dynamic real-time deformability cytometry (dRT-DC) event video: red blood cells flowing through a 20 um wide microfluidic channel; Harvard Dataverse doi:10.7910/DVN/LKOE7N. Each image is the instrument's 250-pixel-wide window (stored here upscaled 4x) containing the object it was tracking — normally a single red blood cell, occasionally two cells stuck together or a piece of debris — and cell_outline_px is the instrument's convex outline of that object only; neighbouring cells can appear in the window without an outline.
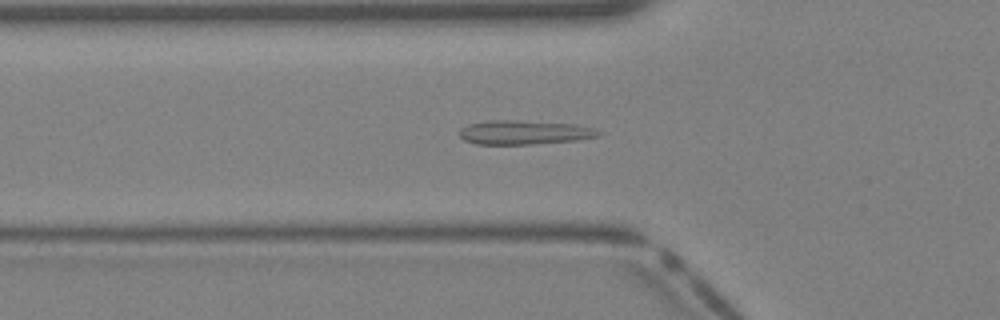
{"species": "Egyptian fruit bat (a non-hibernating species)", "species_latin": "Rousettus aegyptiacus", "temperature_condition": "warm", "stored_images_in_passage": 36, "camera_frame_rate_fps": 3000, "um_per_image_px": 0.085, "animal": {"sex": "female"}, "frame": {"image": 1, "passage_image": 10, "time_ms": 3.0, "image_size_px": [1000, 320], "cell_outline_px": [[600, 132], [596, 136], [576, 140], [528, 144], [476, 144], [464, 140], [460, 136], [460, 128], [468, 124], [488, 120], [512, 120], [572, 124], [592, 128]], "centroid_in_image_um": [44.46, 11.25], "position_along_channel_um": 81.3, "area_um2": 19.13}}
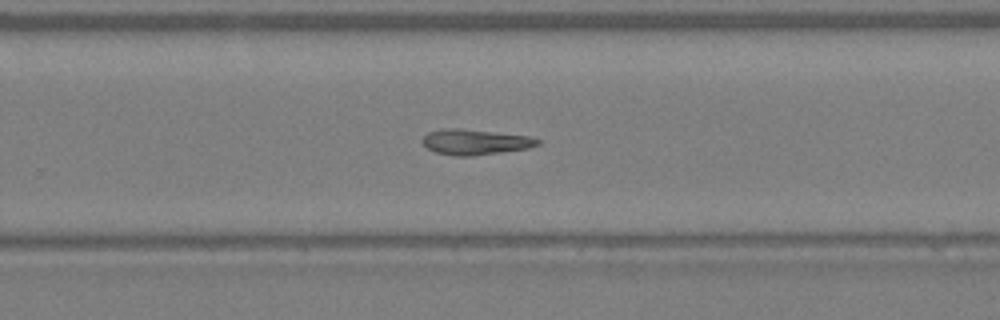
{"frame": {"image": 2, "passage_image": 22, "time_ms": 7.0, "image_size_px": [1000, 320], "cell_outline_px": [[540, 144], [528, 148], [504, 152], [472, 156], [452, 156], [436, 152], [428, 148], [420, 140], [428, 132], [444, 128], [456, 128], [532, 136], [540, 140]], "centroid_in_image_um": [40.4, 12.07], "position_along_channel_um": 289.4, "area_um2": 17.17}}
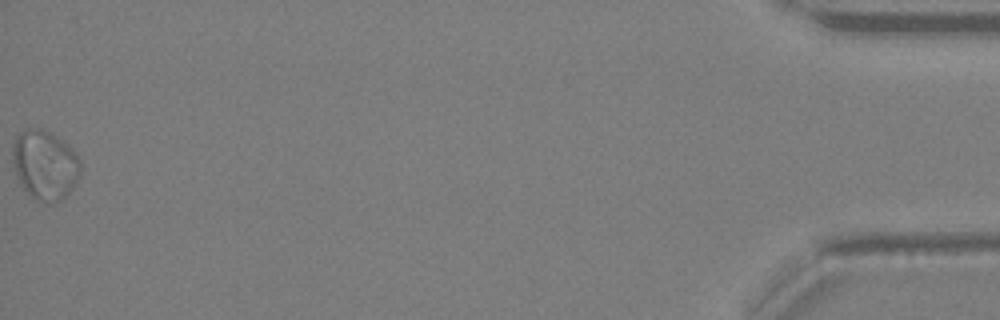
{"frame": {"image": 3, "passage_image": 36, "time_ms": 11.667, "image_size_px": [1000, 320], "cell_outline_px": [[80, 176], [72, 188], [60, 200], [36, 200], [20, 184], [16, 176], [12, 160], [12, 144], [16, 136], [20, 132], [28, 128], [40, 128], [48, 132], [60, 140], [80, 160]], "centroid_in_image_um": [3.76, 13.99], "position_along_channel_um": 431.4, "area_um2": 26.76}}